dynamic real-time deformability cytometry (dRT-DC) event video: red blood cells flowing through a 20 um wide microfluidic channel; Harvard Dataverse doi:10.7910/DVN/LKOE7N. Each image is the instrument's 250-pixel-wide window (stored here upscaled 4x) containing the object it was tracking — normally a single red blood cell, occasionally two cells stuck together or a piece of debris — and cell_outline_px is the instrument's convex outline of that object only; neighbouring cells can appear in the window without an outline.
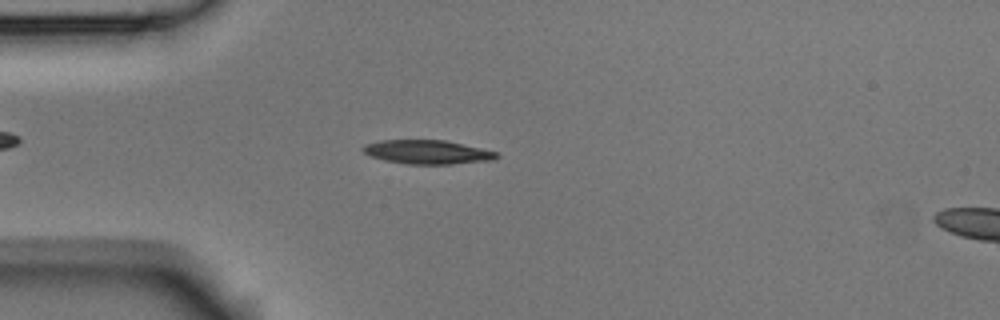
{"species": "Egyptian fruit bat (a non-hibernating species)", "species_latin": "Rousettus aegyptiacus", "temperature_condition": "room temperature", "stored_images_in_passage": 4, "segment_of_instrument_passage": [1, 2], "camera_frame_rate_fps": 3000, "um_per_image_px": 0.085, "animal": {"sex": "male"}, "frame": {"image": 1, "passage_image": 3, "time_ms": 0.667, "image_size_px": [1000, 320], "cell_outline_px": [[500, 156], [492, 160], [452, 164], [404, 164], [384, 160], [372, 156], [364, 152], [360, 148], [364, 144], [380, 140], [444, 140], [500, 152]], "centroid_in_image_um": [36.33, 12.92], "position_along_channel_um": 48.7, "area_um2": 18.73}}